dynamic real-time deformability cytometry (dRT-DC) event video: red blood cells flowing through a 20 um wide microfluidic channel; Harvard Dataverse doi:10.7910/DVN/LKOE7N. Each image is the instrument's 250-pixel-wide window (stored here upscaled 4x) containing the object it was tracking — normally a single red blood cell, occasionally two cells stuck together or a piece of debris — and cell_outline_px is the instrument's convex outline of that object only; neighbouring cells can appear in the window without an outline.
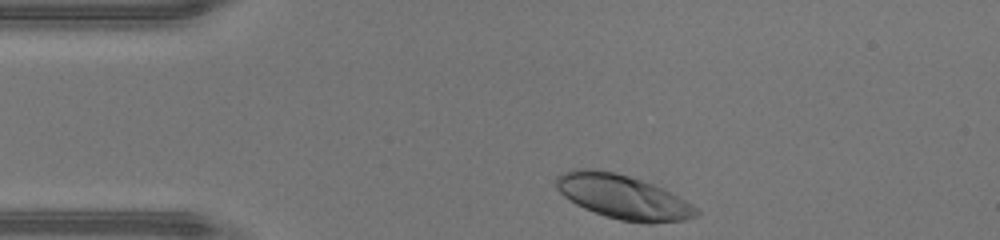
{"species": "human", "species_latin": "Homo sapiens", "temperature_condition": "warm", "stored_images_in_passage": 29, "camera_frame_rate_fps": 3000, "um_per_image_px": 0.085, "donor": {"sex": "male"}, "frame": {"image": 1, "passage_image": 1, "time_ms": 0.0, "image_size_px": [1000, 240], "cell_outline_px": [[700, 212], [696, 216], [684, 220], [652, 224], [648, 224], [620, 220], [584, 208], [576, 204], [564, 196], [556, 188], [556, 176], [572, 168], [592, 168], [616, 172], [664, 188], [692, 204]], "centroid_in_image_um": [52.95, 16.73], "position_along_channel_um": 32.1, "area_um2": 36.07}}
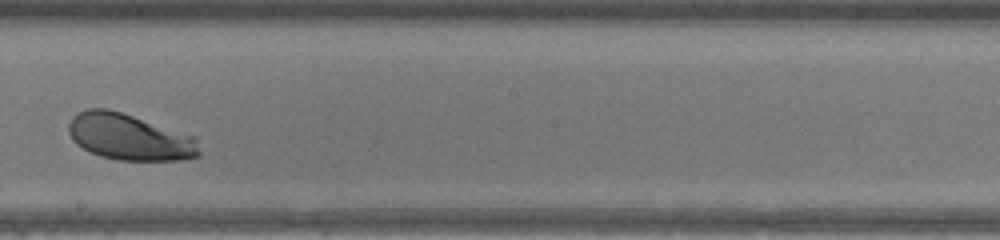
{"frame": {"image": 2, "passage_image": 18, "time_ms": 5.667, "image_size_px": [1000, 240], "cell_outline_px": [[200, 156], [180, 160], [116, 160], [100, 156], [76, 144], [72, 140], [68, 132], [68, 124], [72, 116], [76, 112], [88, 108], [108, 108], [196, 136], [200, 152]], "centroid_in_image_um": [10.99, 11.64], "position_along_channel_um": 237.2, "area_um2": 35.49}}
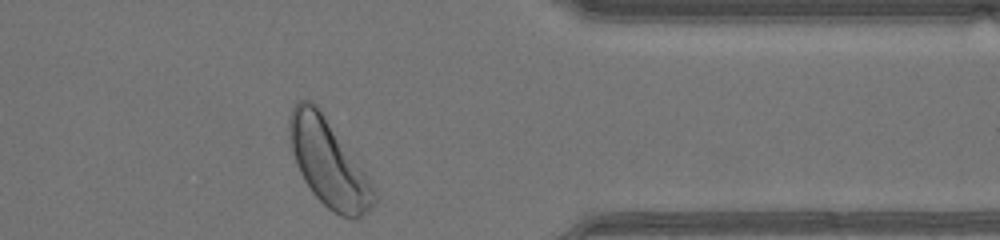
{"frame": {"image": 3, "passage_image": 29, "time_ms": 9.333, "image_size_px": [1000, 240], "cell_outline_px": [[376, 204], [372, 208], [360, 216], [352, 220], [340, 216], [328, 208], [312, 192], [304, 180], [296, 164], [292, 152], [288, 136], [288, 120], [292, 108], [296, 100], [312, 100], [320, 108], [364, 172], [372, 184], [376, 192]], "centroid_in_image_um": [27.89, 13.83], "position_along_channel_um": 383.5, "area_um2": 42.66}, "authors_computed_cell_mechanics": {"area_um2": 35.258, "velocity_mm_per_s": 4.4317, "shape_relaxation_time_tau1_ms": 1.1768, "shape_relaxation_time_tau2_ms": null, "deformation_change_tau1": 0.1271, "deformation_change_tau2": null}}